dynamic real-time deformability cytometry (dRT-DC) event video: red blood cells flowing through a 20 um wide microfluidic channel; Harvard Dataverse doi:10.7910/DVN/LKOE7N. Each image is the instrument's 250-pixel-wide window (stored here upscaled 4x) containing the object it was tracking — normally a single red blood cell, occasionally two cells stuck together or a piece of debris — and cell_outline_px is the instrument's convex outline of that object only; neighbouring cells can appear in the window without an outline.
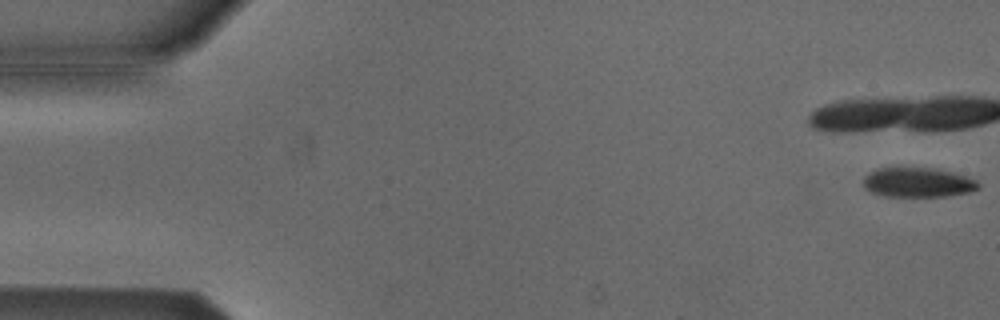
{"species": "Egyptian fruit bat (a non-hibernating species)", "species_latin": "Rousettus aegyptiacus", "temperature_condition": "cold", "stored_images_in_passage": 18, "camera_frame_rate_fps": 3000, "um_per_image_px": 0.085, "animal": {"sex": "male"}, "frame": {"image": 1, "passage_image": 1, "time_ms": 0.0, "image_size_px": [1000, 320], "cell_outline_px": [[980, 188], [968, 192], [944, 196], [884, 196], [872, 192], [864, 188], [864, 176], [880, 168], [932, 168], [952, 172], [976, 180], [980, 184]], "centroid_in_image_um": [78.02, 15.51], "position_along_channel_um": 7.0, "area_um2": 19.54}}